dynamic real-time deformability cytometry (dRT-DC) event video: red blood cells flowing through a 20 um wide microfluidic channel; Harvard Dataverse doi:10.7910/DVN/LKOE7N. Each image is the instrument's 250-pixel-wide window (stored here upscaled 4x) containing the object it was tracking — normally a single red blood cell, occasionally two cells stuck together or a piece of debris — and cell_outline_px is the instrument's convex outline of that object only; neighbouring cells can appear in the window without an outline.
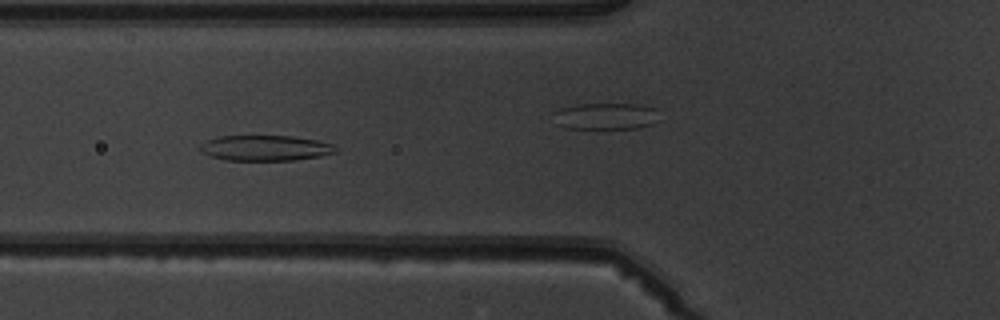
{"species": "common noctule bat (a hibernating species)", "species_latin": "Nyctalus noctula", "temperature_condition": "warm", "stored_images_in_passage": 7, "camera_frame_rate_fps": 3000, "um_per_image_px": 0.085, "animal": {"sex": "male", "body_mass_g": 19.5, "forearm_length_mm": 54.6}, "frame": {"image": 1, "passage_image": 4, "time_ms": 4.333, "image_size_px": [1000, 320], "cell_outline_px": [[336, 152], [320, 156], [292, 160], [228, 160], [212, 156], [200, 152], [200, 144], [208, 140], [220, 136], [292, 136], [316, 140], [332, 144], [336, 148]], "centroid_in_image_um": [22.54, 12.58], "position_along_channel_um": 103.3, "area_um2": 19.88}}
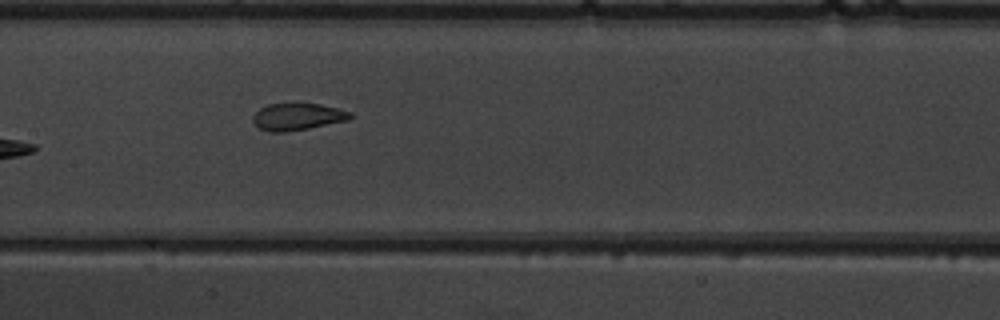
{"frame": {"image": 2, "passage_image": 6, "time_ms": 7.0, "image_size_px": [1000, 320], "cell_outline_px": [[352, 116], [348, 120], [308, 128], [284, 132], [268, 132], [260, 128], [252, 120], [252, 116], [260, 108], [268, 104], [320, 104], [352, 112]], "centroid_in_image_um": [25.27, 9.92], "position_along_channel_um": 182.1, "area_um2": 15.09}}
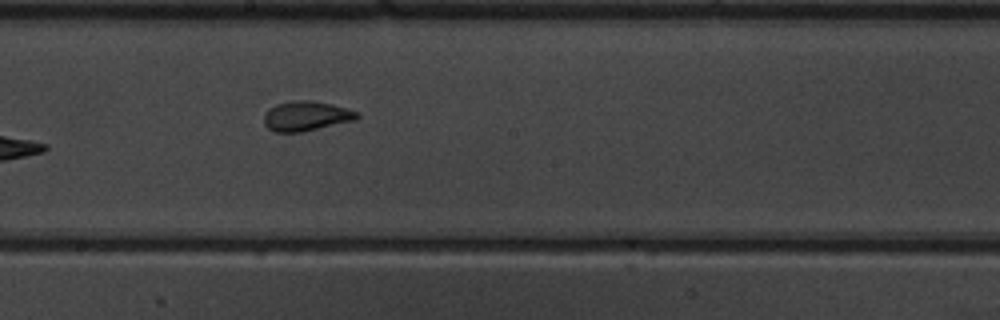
{"frame": {"image": 3, "passage_image": 7, "time_ms": 8.0, "image_size_px": [1000, 320], "cell_outline_px": [[360, 116], [356, 120], [300, 132], [276, 132], [268, 128], [264, 124], [264, 116], [268, 108], [276, 104], [292, 100], [312, 100], [332, 104], [360, 112]], "centroid_in_image_um": [26.03, 9.85], "position_along_channel_um": 222.2, "area_um2": 16.24}}